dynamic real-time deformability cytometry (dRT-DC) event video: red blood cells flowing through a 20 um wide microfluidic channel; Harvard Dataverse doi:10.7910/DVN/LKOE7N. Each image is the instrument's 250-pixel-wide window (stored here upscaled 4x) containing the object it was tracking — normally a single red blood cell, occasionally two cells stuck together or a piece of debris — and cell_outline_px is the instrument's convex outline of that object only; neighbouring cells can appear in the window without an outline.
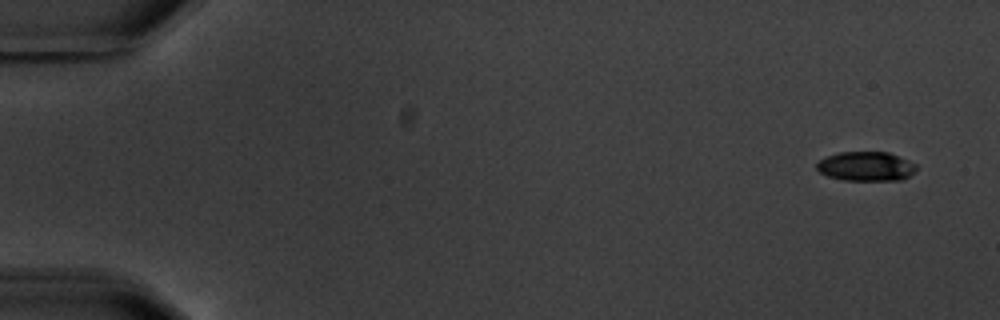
{"species": "common noctule bat (a hibernating species)", "species_latin": "Nyctalus noctula", "temperature_condition": "warm", "stored_images_in_passage": 5, "camera_frame_rate_fps": 3000, "um_per_image_px": 0.085, "animal": {"sex": "male", "body_mass_g": 20.1, "forearm_length_mm": 53.5}, "frame": {"image": 1, "passage_image": 1, "time_ms": 0.0, "image_size_px": [1000, 320], "cell_outline_px": [[916, 168], [908, 176], [900, 180], [844, 180], [828, 176], [820, 172], [816, 168], [816, 164], [820, 160], [828, 156], [840, 152], [888, 152], [908, 160], [916, 164]], "centroid_in_image_um": [73.6, 14.14], "position_along_channel_um": 11.4, "area_um2": 16.82}}
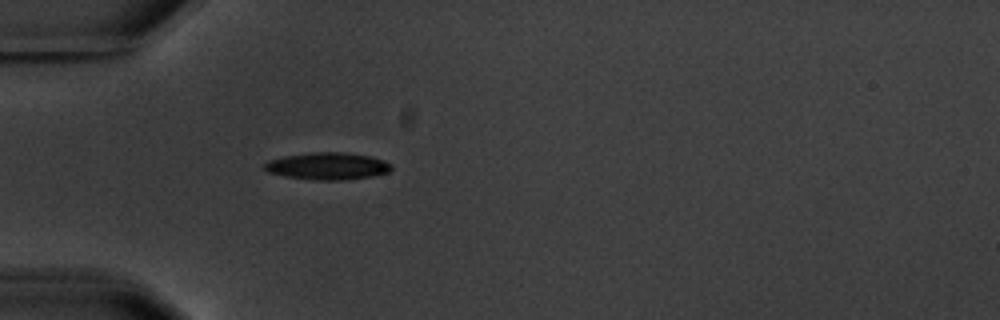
{"frame": {"image": 2, "passage_image": 5, "time_ms": 5.0, "image_size_px": [1000, 320], "cell_outline_px": [[392, 168], [388, 172], [372, 176], [344, 180], [316, 180], [284, 176], [268, 172], [264, 168], [264, 164], [268, 160], [284, 156], [312, 152], [344, 152], [372, 156], [384, 160], [392, 164]], "centroid_in_image_um": [27.86, 14.11], "position_along_channel_um": 57.1, "area_um2": 20.17}}